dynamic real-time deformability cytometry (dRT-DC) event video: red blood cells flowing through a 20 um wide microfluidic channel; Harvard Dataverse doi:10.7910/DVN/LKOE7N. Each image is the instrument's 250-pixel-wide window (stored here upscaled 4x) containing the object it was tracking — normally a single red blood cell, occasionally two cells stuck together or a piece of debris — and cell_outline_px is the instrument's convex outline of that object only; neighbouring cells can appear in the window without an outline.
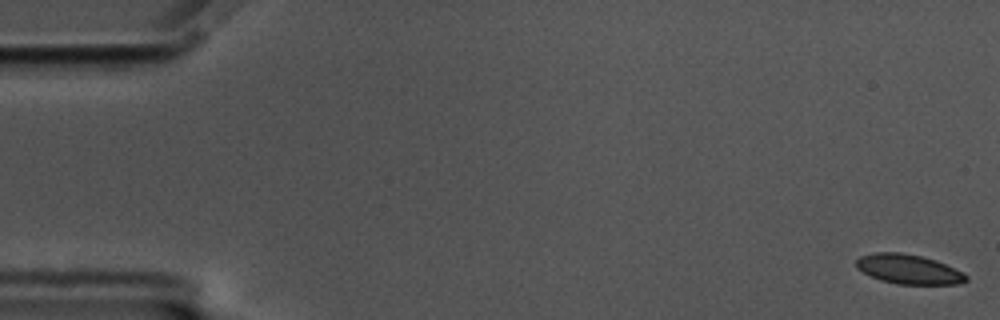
{"species": "common noctule bat (a hibernating species)", "species_latin": "Nyctalus noctula", "temperature_condition": "cold", "stored_images_in_passage": 59, "camera_frame_rate_fps": 3000, "um_per_image_px": 0.085, "animal": {"sex": "male", "body_mass_g": 17.5, "forearm_length_mm": 52.3}, "frame": {"image": 1, "passage_image": 1, "time_ms": 0.0, "image_size_px": [1000, 320], "cell_outline_px": [[968, 280], [960, 284], [896, 284], [880, 280], [856, 268], [856, 260], [860, 256], [876, 252], [900, 252], [920, 256], [936, 260], [964, 272], [968, 276]], "centroid_in_image_um": [77.25, 22.88], "position_along_channel_um": 7.7, "area_um2": 18.96}}
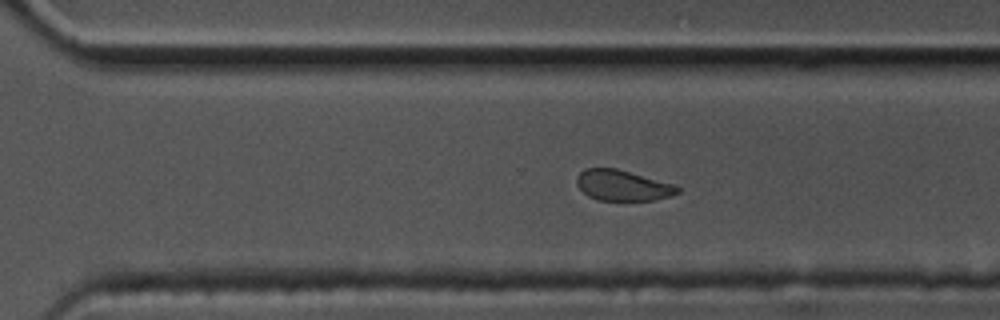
{"frame": {"image": 2, "passage_image": 40, "time_ms": 13.0, "image_size_px": [1000, 320], "cell_outline_px": [[680, 192], [672, 196], [656, 200], [596, 200], [588, 196], [576, 184], [576, 176], [584, 168], [616, 168], [676, 184], [680, 188]], "centroid_in_image_um": [52.95, 15.76], "position_along_channel_um": 317.6, "area_um2": 18.26}}
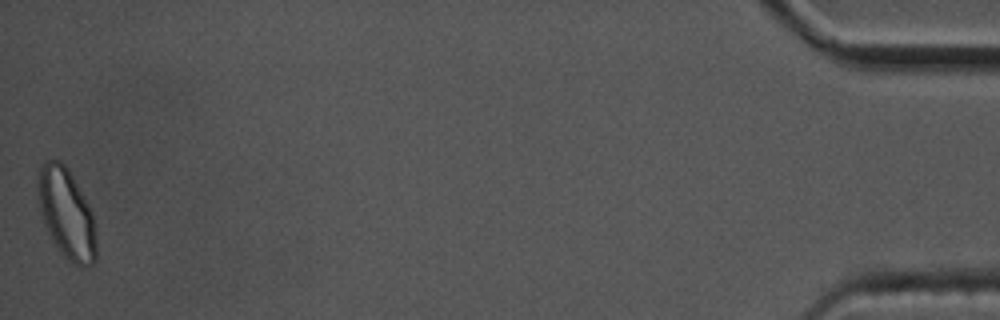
{"frame": {"image": 3, "passage_image": 58, "time_ms": 19.0, "image_size_px": [1000, 320], "cell_outline_px": [[96, 264], [72, 264], [56, 248], [44, 224], [36, 196], [36, 180], [40, 168], [44, 160], [60, 160], [68, 168], [88, 204], [92, 212], [96, 232]], "centroid_in_image_um": [5.62, 18.13], "position_along_channel_um": 429.6, "area_um2": 30.92}, "authors_computed_cell_mechanics": {"area_um2": 19.8254, "velocity_mm_per_s": 3.4617, "shape_relaxation_time_tau1_ms": null, "shape_relaxation_time_tau2_ms": 2.8707, "deformation_change_tau1": null, "deformation_change_tau2": 0.0535}}